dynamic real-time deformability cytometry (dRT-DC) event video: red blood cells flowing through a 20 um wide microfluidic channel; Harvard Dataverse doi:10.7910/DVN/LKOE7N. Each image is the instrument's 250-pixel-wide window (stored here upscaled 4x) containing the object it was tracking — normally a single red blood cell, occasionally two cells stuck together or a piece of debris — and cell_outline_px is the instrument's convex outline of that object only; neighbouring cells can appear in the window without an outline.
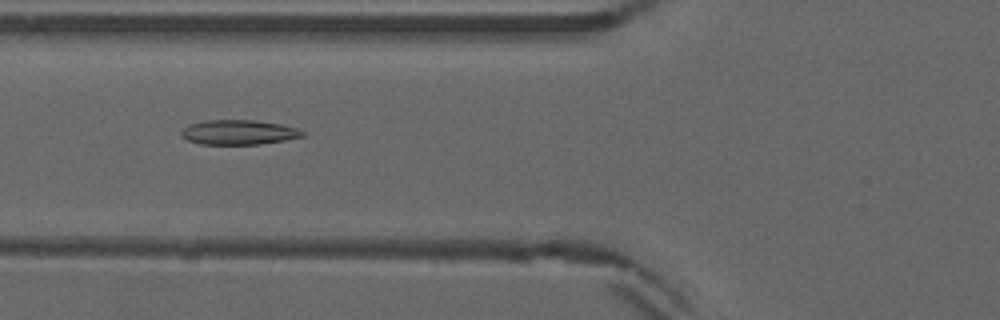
{"species": "common noctule bat (a hibernating species)", "species_latin": "Nyctalus noctula", "temperature_condition": "warm", "stored_images_in_passage": 53, "camera_frame_rate_fps": 3000, "um_per_image_px": 0.085, "animal": {"sex": "male", "forearm_length_mm": 52.5}, "frame": {"image": 1, "passage_image": 21, "time_ms": 6.667, "image_size_px": [1000, 320], "cell_outline_px": [[308, 132], [304, 136], [284, 140], [260, 144], [200, 144], [188, 140], [180, 136], [180, 132], [188, 124], [204, 120], [256, 120], [280, 124], [296, 128]], "centroid_in_image_um": [20.28, 11.24], "position_along_channel_um": 105.5, "area_um2": 17.57}}
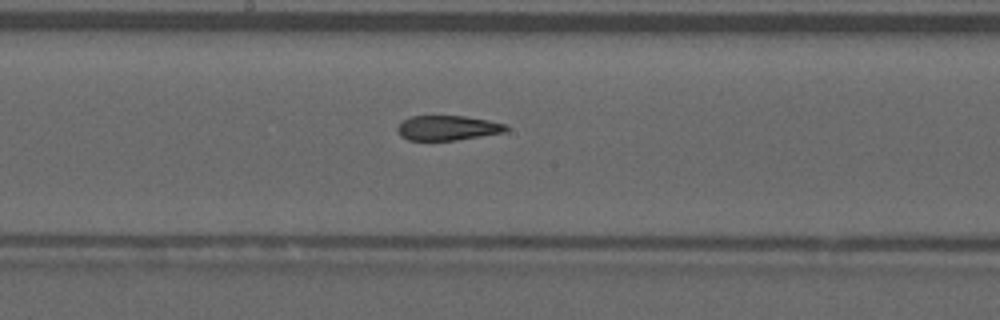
{"frame": {"image": 2, "passage_image": 29, "time_ms": 9.333, "image_size_px": [1000, 320], "cell_outline_px": [[508, 132], [456, 140], [408, 140], [400, 136], [396, 128], [404, 120], [412, 116], [464, 116], [488, 120], [508, 124]], "centroid_in_image_um": [38.09, 10.88], "position_along_channel_um": 210.1, "area_um2": 15.78}}
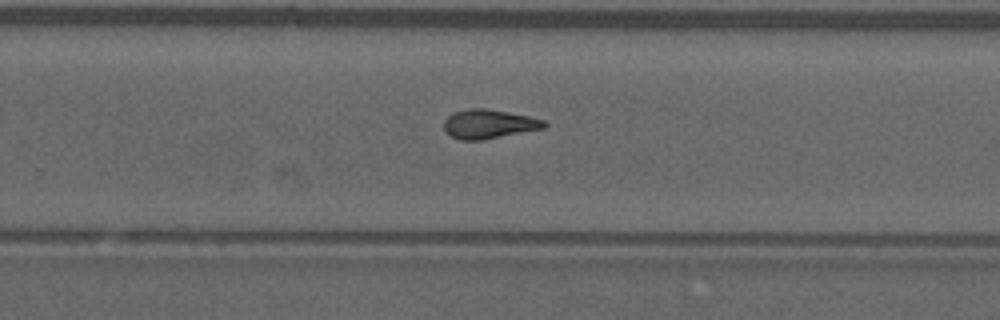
{"frame": {"image": 3, "passage_image": 35, "time_ms": 11.333, "image_size_px": [1000, 320], "cell_outline_px": [[548, 124], [544, 128], [484, 140], [460, 140], [452, 136], [444, 128], [444, 120], [448, 116], [456, 112], [468, 108], [484, 108], [508, 112], [528, 116], [544, 120]], "centroid_in_image_um": [41.56, 10.54], "position_along_channel_um": 288.2, "area_um2": 16.88}, "authors_computed_cell_mechanics": {"area_um2": 17.2244, "velocity_mm_per_s": 3.9226, "shape_relaxation_time_tau1_ms": null, "shape_relaxation_time_tau2_ms": 3.6902, "deformation_change_tau1": null, "deformation_change_tau2": 0.1126}}